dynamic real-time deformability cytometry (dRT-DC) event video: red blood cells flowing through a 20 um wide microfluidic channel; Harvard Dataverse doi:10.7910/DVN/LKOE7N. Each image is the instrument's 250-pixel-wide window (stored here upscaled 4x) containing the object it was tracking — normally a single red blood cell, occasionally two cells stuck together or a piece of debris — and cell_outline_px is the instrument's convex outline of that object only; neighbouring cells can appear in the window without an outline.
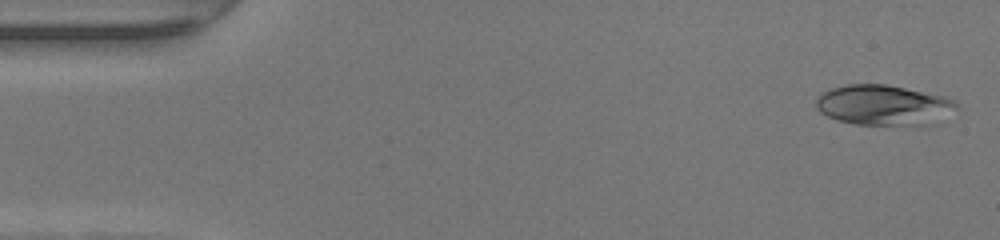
{"species": "human", "species_latin": "Homo sapiens", "temperature_condition": "warm", "stored_images_in_passage": 45, "camera_frame_rate_fps": 3000, "um_per_image_px": 0.085, "donor": {"sex": "female"}, "frame": {"image": 1, "passage_image": 1, "time_ms": 0.0, "image_size_px": [1000, 240], "cell_outline_px": [[960, 108], [940, 124], [856, 124], [836, 120], [820, 112], [816, 108], [816, 96], [832, 88], [848, 84], [888, 84], [944, 96], [952, 100]], "centroid_in_image_um": [75.16, 8.94], "position_along_channel_um": 9.8, "area_um2": 33.29}}
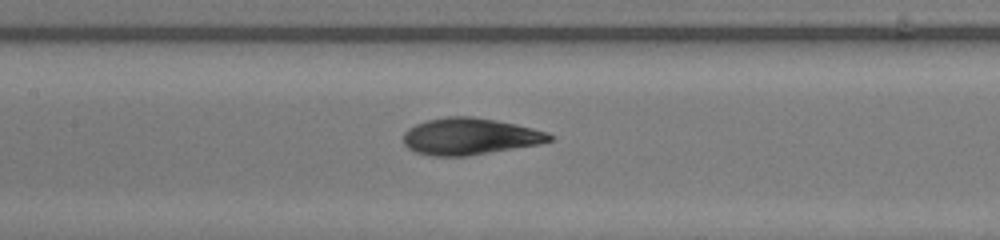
{"frame": {"image": 2, "passage_image": 20, "time_ms": 6.333, "image_size_px": [1000, 240], "cell_outline_px": [[552, 140], [540, 144], [464, 156], [432, 156], [416, 152], [408, 148], [404, 144], [404, 132], [408, 128], [416, 124], [428, 120], [444, 116], [472, 116], [496, 120], [516, 124], [548, 132], [552, 136]], "centroid_in_image_um": [39.92, 11.58], "position_along_channel_um": 167.5, "area_um2": 31.15}}
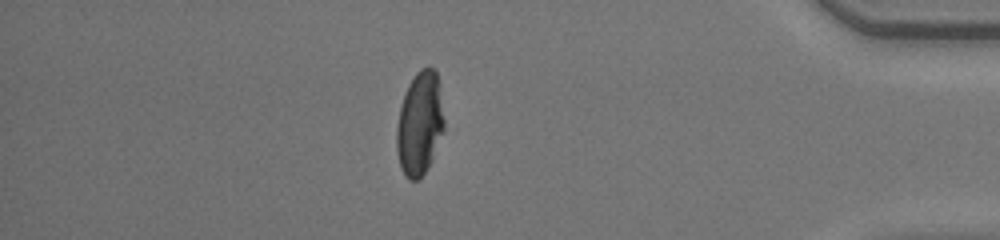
{"frame": {"image": 3, "passage_image": 39, "time_ms": 12.667, "image_size_px": [1000, 240], "cell_outline_px": [[444, 132], [432, 160], [428, 168], [416, 180], [408, 180], [404, 176], [400, 168], [396, 152], [396, 128], [400, 104], [408, 84], [416, 72], [420, 68], [428, 64], [436, 68], [440, 84], [444, 120]], "centroid_in_image_um": [35.68, 10.46], "position_along_channel_um": 399.5, "area_um2": 29.54}, "authors_computed_cell_mechanics": {"area_um2": 31.212, "velocity_mm_per_s": 4.3214, "shape_relaxation_time_tau1_ms": 4.2979, "shape_relaxation_time_tau2_ms": 1.3826, "deformation_change_tau1": 0.21, "deformation_change_tau2": 0.066}}